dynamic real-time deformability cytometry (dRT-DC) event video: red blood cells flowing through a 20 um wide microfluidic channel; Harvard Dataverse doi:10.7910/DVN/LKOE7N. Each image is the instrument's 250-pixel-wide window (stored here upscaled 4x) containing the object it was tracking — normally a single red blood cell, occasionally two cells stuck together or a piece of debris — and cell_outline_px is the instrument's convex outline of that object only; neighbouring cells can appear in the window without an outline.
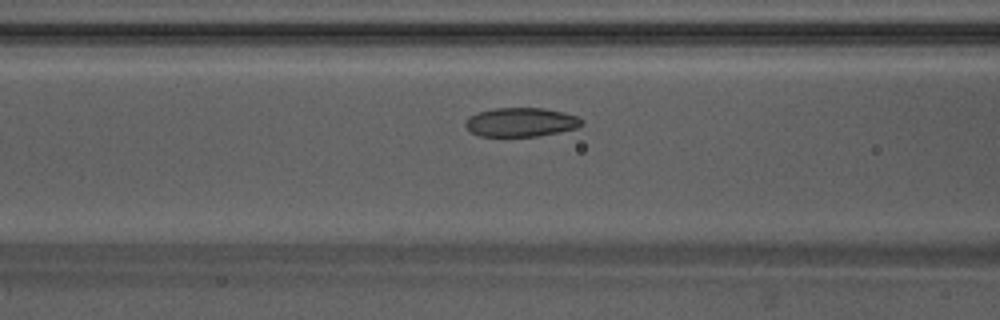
{"species": "Egyptian fruit bat (a non-hibernating species)", "species_latin": "Rousettus aegyptiacus", "temperature_condition": "warm", "stored_images_in_passage": 44, "camera_frame_rate_fps": 3000, "um_per_image_px": 0.085, "animal": {"sex": "male"}, "frame": {"image": 1, "passage_image": 11, "time_ms": 3.333, "image_size_px": [1000, 320], "cell_outline_px": [[584, 124], [580, 128], [536, 136], [480, 136], [472, 132], [464, 124], [468, 116], [476, 112], [492, 108], [544, 108], [564, 112], [576, 116], [584, 120]], "centroid_in_image_um": [44.3, 10.37], "position_along_channel_um": 122.3, "area_um2": 19.83}}
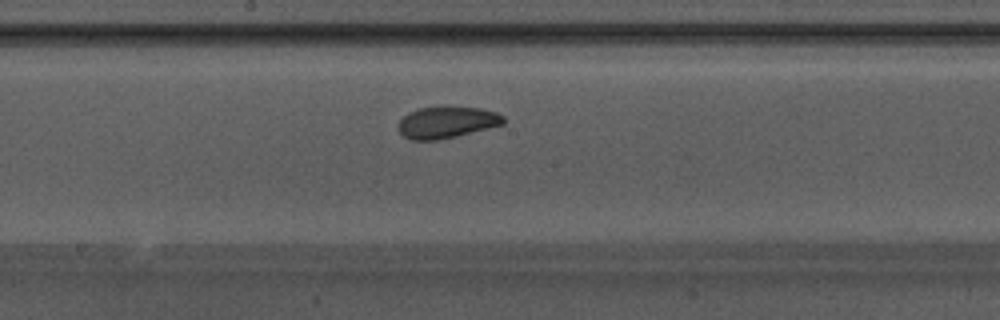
{"frame": {"image": 2, "passage_image": 18, "time_ms": 5.667, "image_size_px": [1000, 320], "cell_outline_px": [[504, 124], [456, 136], [436, 140], [412, 140], [404, 136], [396, 128], [396, 124], [408, 112], [420, 108], [444, 104], [452, 104], [480, 108], [496, 112], [504, 116]], "centroid_in_image_um": [37.95, 10.35], "position_along_channel_um": 210.2, "area_um2": 20.0}}
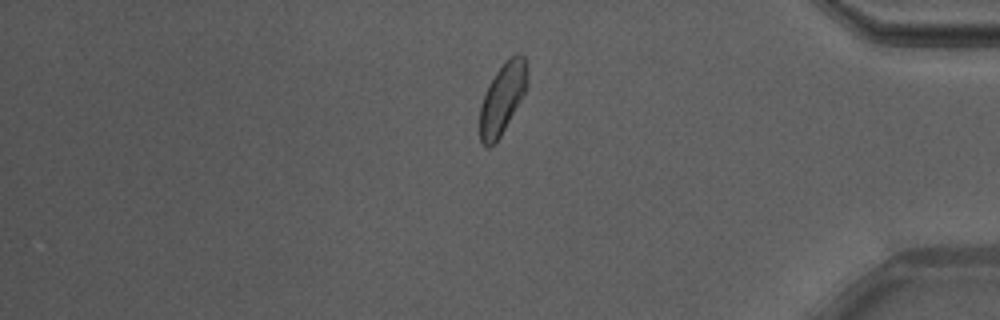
{"frame": {"image": 3, "passage_image": 35, "time_ms": 11.333, "image_size_px": [1000, 320], "cell_outline_px": [[528, 84], [520, 100], [500, 136], [488, 148], [480, 140], [480, 108], [484, 96], [496, 72], [504, 60], [520, 52], [524, 56], [528, 68]], "centroid_in_image_um": [42.73, 8.3], "position_along_channel_um": 392.5, "area_um2": 19.13}, "authors_computed_cell_mechanics": {"area_um2": 19.7098, "velocity_mm_per_s": 3.7757, "shape_relaxation_time_tau1_ms": 4.2129, "shape_relaxation_time_tau2_ms": 1.6517, "deformation_change_tau1": 0.1098, "deformation_change_tau2": 0.0521}}